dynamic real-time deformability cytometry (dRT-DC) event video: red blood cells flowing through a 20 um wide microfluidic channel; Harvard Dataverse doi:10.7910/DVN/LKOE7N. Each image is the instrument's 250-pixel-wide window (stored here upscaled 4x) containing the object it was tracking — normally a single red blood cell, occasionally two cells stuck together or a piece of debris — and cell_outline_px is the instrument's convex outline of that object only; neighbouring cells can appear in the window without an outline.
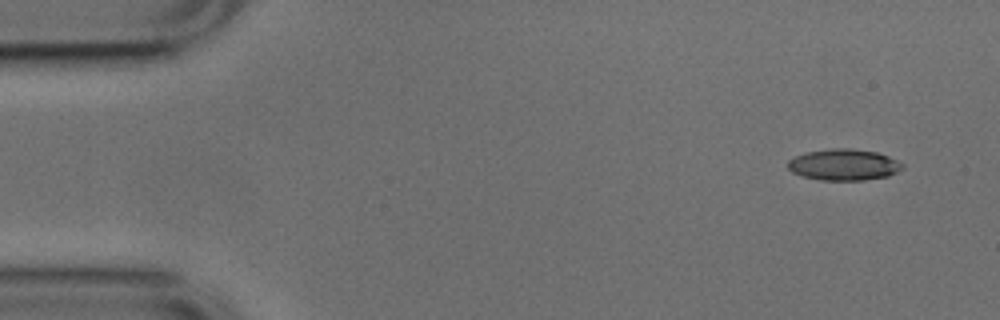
{"species": "common noctule bat (a hibernating species)", "species_latin": "Nyctalus noctula", "temperature_condition": "cold", "stored_images_in_passage": 3, "camera_frame_rate_fps": 3000, "um_per_image_px": 0.085, "animal": {"sex": "male", "body_mass_g": 17.9, "forearm_length_mm": 54.2}, "frame": {"image": 1, "passage_image": 1, "time_ms": 0.0, "image_size_px": [1000, 320], "cell_outline_px": [[904, 168], [888, 176], [864, 180], [820, 180], [804, 176], [792, 172], [788, 168], [788, 160], [804, 152], [832, 148], [848, 148], [876, 152], [888, 156], [904, 164]], "centroid_in_image_um": [71.72, 14.0], "position_along_channel_um": 13.3, "area_um2": 20.87}}
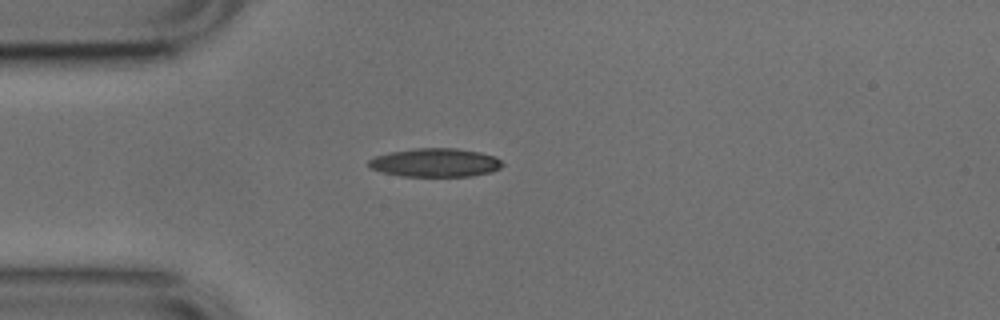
{"frame": {"image": 2, "passage_image": 3, "time_ms": 0.667, "image_size_px": [1000, 320], "cell_outline_px": [[504, 164], [500, 168], [492, 172], [472, 176], [400, 176], [384, 172], [372, 168], [368, 164], [368, 160], [376, 156], [388, 152], [416, 148], [456, 148], [480, 152], [496, 156]], "centroid_in_image_um": [37.04, 13.82], "position_along_channel_um": 48.0, "area_um2": 22.31}}